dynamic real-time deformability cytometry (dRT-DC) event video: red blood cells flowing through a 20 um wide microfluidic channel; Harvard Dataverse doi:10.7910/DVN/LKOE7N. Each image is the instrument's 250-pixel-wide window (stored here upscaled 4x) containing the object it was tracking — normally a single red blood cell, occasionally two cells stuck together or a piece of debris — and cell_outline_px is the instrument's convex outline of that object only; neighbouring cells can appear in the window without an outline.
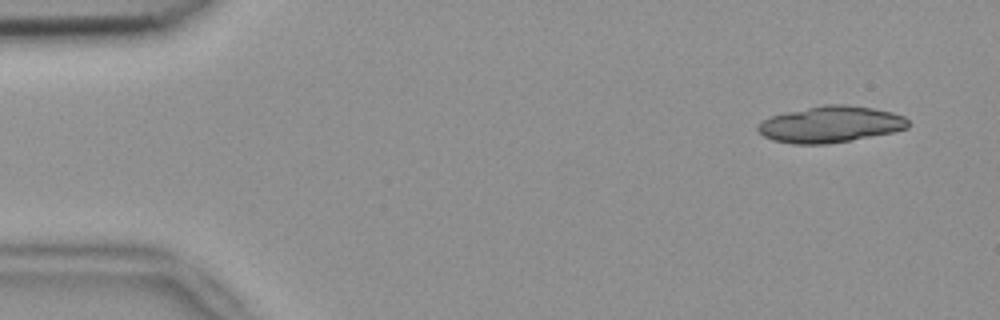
{"species": "common noctule bat (a hibernating species)", "species_latin": "Nyctalus noctula", "temperature_condition": "room temperature", "stored_images_in_passage": 6, "camera_frame_rate_fps": 3000, "um_per_image_px": 0.085, "animal": {"sex": "female", "body_mass_g": 18.4}, "frame": {"image": 1, "passage_image": 6, "time_ms": 1.667, "image_size_px": [1000, 320], "cell_outline_px": [[912, 124], [908, 128], [892, 132], [852, 140], [828, 144], [792, 144], [772, 140], [764, 136], [756, 128], [756, 124], [772, 116], [820, 104], [848, 104], [872, 108], [892, 112], [904, 116]], "centroid_in_image_um": [70.61, 10.57], "position_along_channel_um": 14.4, "area_um2": 32.02}}